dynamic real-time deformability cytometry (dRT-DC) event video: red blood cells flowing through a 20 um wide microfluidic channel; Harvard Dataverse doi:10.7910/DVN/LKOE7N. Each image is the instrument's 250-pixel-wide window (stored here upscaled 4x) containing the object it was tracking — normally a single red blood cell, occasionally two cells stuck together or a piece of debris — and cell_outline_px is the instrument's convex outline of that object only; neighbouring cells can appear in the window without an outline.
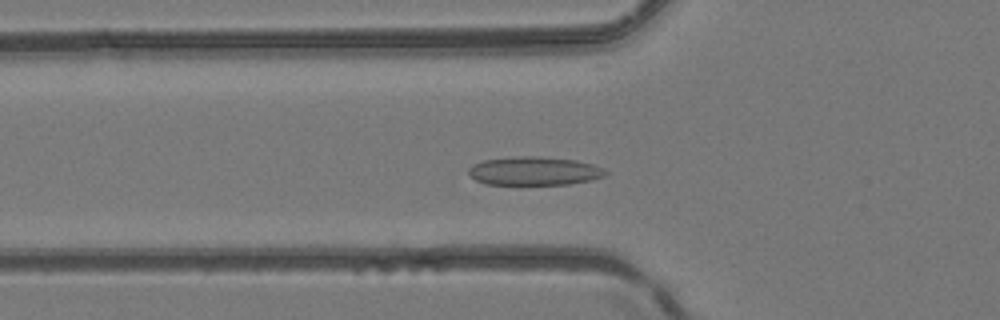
{"species": "common noctule bat (a hibernating species)", "species_latin": "Nyctalus noctula", "temperature_condition": "room temperature", "stored_images_in_passage": 46, "camera_frame_rate_fps": 3000, "um_per_image_px": 0.085, "animal": {"sex": "female", "body_mass_g": 24.6, "forearm_length_mm": 56.2}, "frame": {"image": 1, "passage_image": 15, "time_ms": 4.667, "image_size_px": [1000, 320], "cell_outline_px": [[608, 172], [604, 176], [592, 180], [568, 184], [488, 184], [476, 180], [468, 172], [468, 168], [472, 164], [484, 160], [520, 156], [540, 156], [576, 160], [592, 164]], "centroid_in_image_um": [45.4, 14.53], "position_along_channel_um": 80.4, "area_um2": 22.6}}
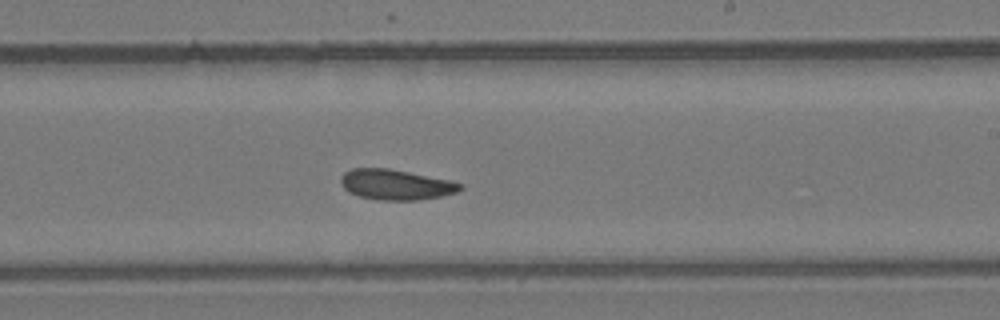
{"frame": {"image": 2, "passage_image": 27, "time_ms": 8.667, "image_size_px": [1000, 320], "cell_outline_px": [[464, 188], [456, 192], [440, 196], [420, 200], [376, 200], [360, 196], [348, 192], [344, 188], [340, 180], [340, 176], [344, 172], [352, 168], [388, 168], [448, 180], [464, 184]], "centroid_in_image_um": [33.62, 15.69], "position_along_channel_um": 255.4, "area_um2": 21.1}}
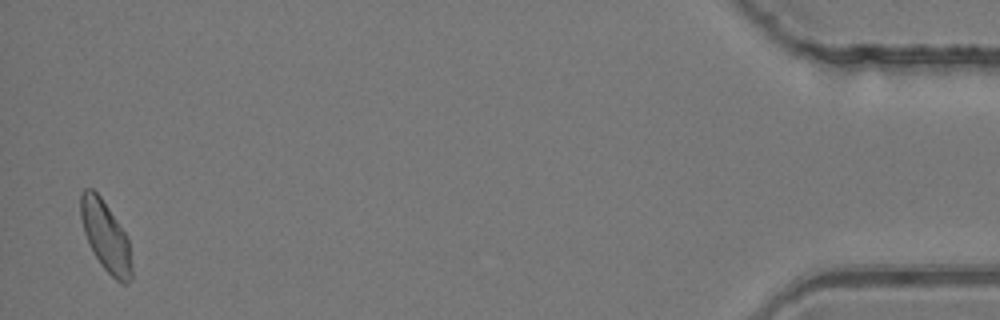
{"frame": {"image": 3, "passage_image": 45, "time_ms": 14.667, "image_size_px": [1000, 320], "cell_outline_px": [[132, 280], [124, 284], [120, 284], [100, 264], [92, 252], [84, 232], [80, 216], [80, 192], [84, 188], [92, 188], [100, 196], [124, 232], [128, 240], [132, 268]], "centroid_in_image_um": [8.96, 20.1], "position_along_channel_um": 426.2, "area_um2": 20.75}}